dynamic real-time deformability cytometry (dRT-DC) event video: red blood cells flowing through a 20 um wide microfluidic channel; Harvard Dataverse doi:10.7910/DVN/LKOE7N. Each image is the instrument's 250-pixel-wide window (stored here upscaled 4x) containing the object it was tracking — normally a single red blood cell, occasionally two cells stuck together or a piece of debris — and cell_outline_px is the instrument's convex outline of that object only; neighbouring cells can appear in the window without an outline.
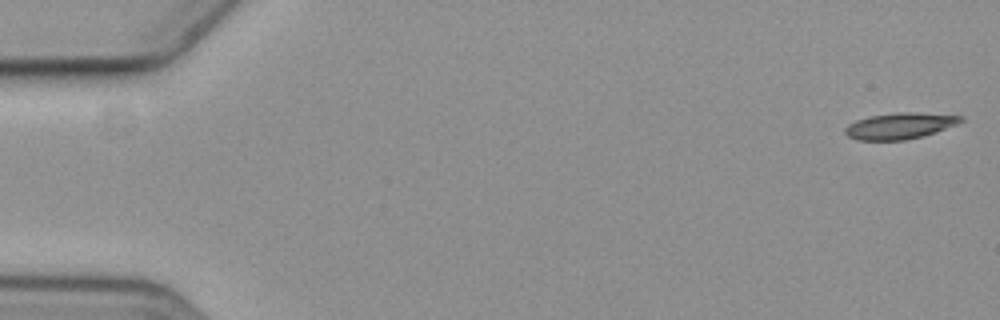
{"species": "common noctule bat (a hibernating species)", "species_latin": "Nyctalus noctula", "temperature_condition": "cold", "stored_images_in_passage": 5, "camera_frame_rate_fps": 3000, "um_per_image_px": 0.085, "animal": {"sex": "female", "body_mass_g": 19.3, "forearm_length_mm": 54.1}, "frame": {"image": 1, "passage_image": 1, "time_ms": 0.0, "image_size_px": [1000, 320], "cell_outline_px": [[964, 120], [956, 124], [936, 132], [904, 140], [856, 140], [848, 136], [844, 132], [844, 128], [848, 124], [856, 120], [872, 116], [900, 112], [912, 112], [964, 116]], "centroid_in_image_um": [76.46, 10.7], "position_along_channel_um": 8.5, "area_um2": 17.46}}
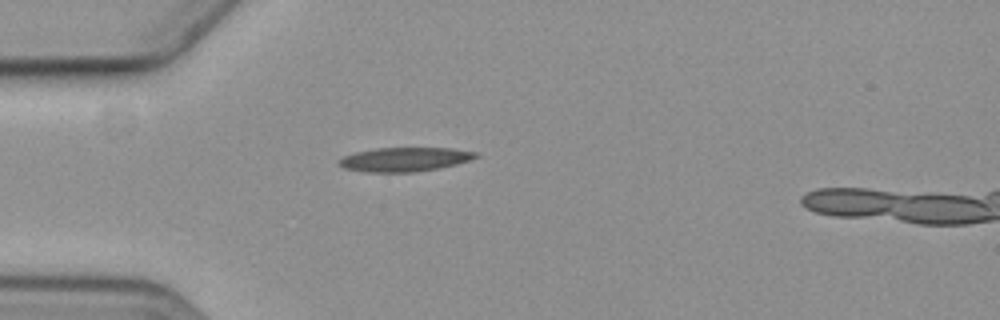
{"frame": {"image": 2, "passage_image": 5, "time_ms": 5.0, "image_size_px": [1000, 320], "cell_outline_px": [[480, 156], [456, 164], [440, 168], [416, 172], [364, 172], [344, 168], [336, 164], [336, 160], [344, 156], [356, 152], [376, 148], [452, 148], [476, 152]], "centroid_in_image_um": [34.35, 13.55], "position_along_channel_um": 50.6, "area_um2": 19.31}}